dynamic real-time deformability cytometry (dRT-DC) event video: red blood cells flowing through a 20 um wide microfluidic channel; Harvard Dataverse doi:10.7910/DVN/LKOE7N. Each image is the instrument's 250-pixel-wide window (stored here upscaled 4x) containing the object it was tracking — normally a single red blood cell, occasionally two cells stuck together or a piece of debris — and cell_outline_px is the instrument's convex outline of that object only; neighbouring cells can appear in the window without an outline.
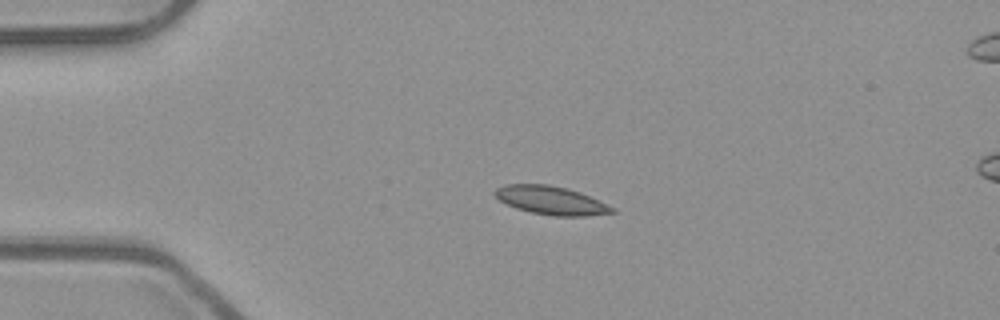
{"species": "common noctule bat (a hibernating species)", "species_latin": "Nyctalus noctula", "temperature_condition": "room temperature", "stored_images_in_passage": 48, "camera_frame_rate_fps": 3000, "um_per_image_px": 0.085, "animal": {"sex": "male", "body_mass_g": 23.1, "forearm_length_mm": 52.7}, "frame": {"image": 1, "passage_image": 8, "time_ms": 2.333, "image_size_px": [1000, 320], "cell_outline_px": [[616, 212], [588, 216], [552, 216], [532, 212], [516, 208], [500, 200], [492, 192], [496, 188], [504, 184], [548, 184], [568, 188], [580, 192], [616, 208]], "centroid_in_image_um": [46.85, 17.03], "position_along_channel_um": 38.1, "area_um2": 19.48}}
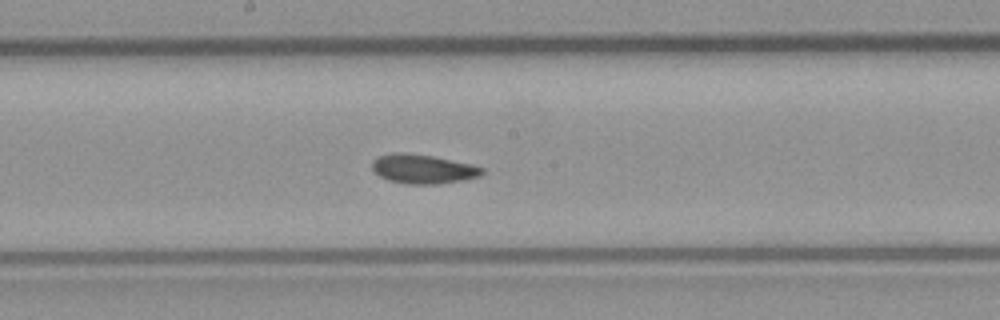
{"frame": {"image": 2, "passage_image": 24, "time_ms": 7.667, "image_size_px": [1000, 320], "cell_outline_px": [[484, 172], [480, 176], [464, 180], [440, 184], [408, 184], [388, 180], [380, 176], [372, 168], [372, 160], [380, 156], [396, 152], [432, 156], [472, 164], [484, 168]], "centroid_in_image_um": [35.98, 14.37], "position_along_channel_um": 212.2, "area_um2": 18.61}}
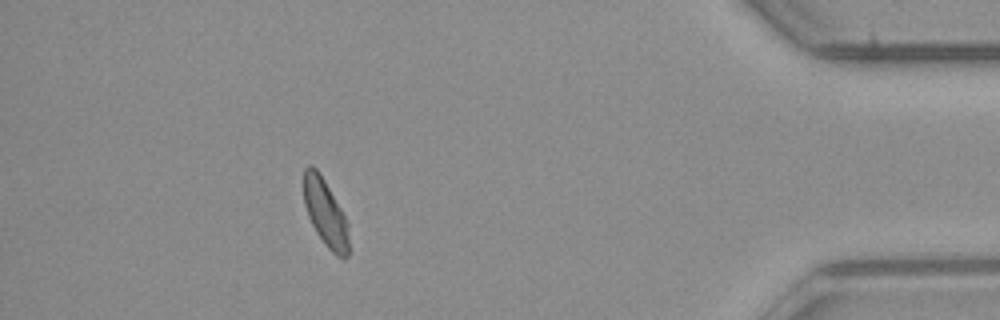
{"frame": {"image": 3, "passage_image": 43, "time_ms": 14.0, "image_size_px": [1000, 320], "cell_outline_px": [[348, 256], [344, 260], [336, 256], [324, 244], [316, 232], [308, 216], [304, 204], [304, 168], [308, 164], [312, 164], [320, 172], [340, 208], [348, 224]], "centroid_in_image_um": [27.65, 18.1], "position_along_channel_um": 407.6, "area_um2": 17.63}, "authors_computed_cell_mechanics": {"area_um2": 18.4382, "velocity_mm_per_s": 3.9262, "shape_relaxation_time_tau1_ms": 6.5034, "shape_relaxation_time_tau2_ms": 1.1564, "deformation_change_tau1": 0.1109, "deformation_change_tau2": 0.0438}}